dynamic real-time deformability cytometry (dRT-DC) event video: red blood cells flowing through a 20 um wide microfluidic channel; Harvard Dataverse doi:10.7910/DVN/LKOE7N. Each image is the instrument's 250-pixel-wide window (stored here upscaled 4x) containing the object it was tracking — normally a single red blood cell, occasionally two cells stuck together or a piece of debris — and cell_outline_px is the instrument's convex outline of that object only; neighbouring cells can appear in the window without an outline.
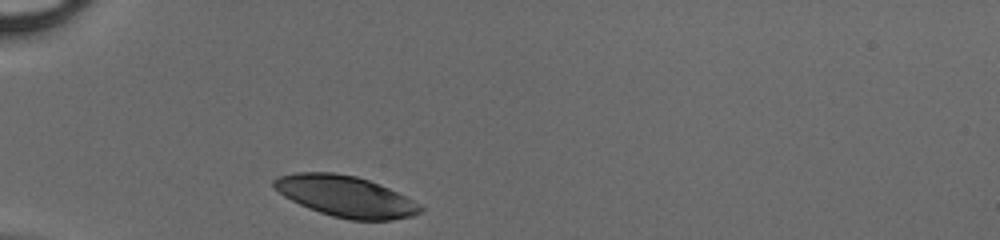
{"species": "human", "species_latin": "Homo sapiens", "temperature_condition": "cold", "stored_images_in_passage": 27, "camera_frame_rate_fps": 3000, "um_per_image_px": 0.085, "donor": {"sex": "male"}, "frame": {"image": 1, "passage_image": 1, "time_ms": 0.0, "image_size_px": [1000, 240], "cell_outline_px": [[424, 212], [412, 216], [392, 220], [352, 220], [332, 216], [308, 208], [284, 196], [272, 184], [272, 180], [280, 176], [296, 172], [332, 172], [356, 176], [368, 180], [388, 188], [420, 204], [424, 208]], "centroid_in_image_um": [29.4, 16.69], "position_along_channel_um": 55.6, "area_um2": 34.8}}
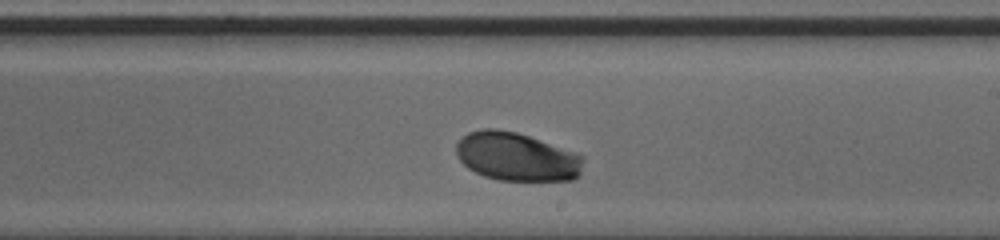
{"frame": {"image": 2, "passage_image": 16, "time_ms": 5.0, "image_size_px": [1000, 240], "cell_outline_px": [[584, 156], [580, 176], [572, 180], [496, 180], [484, 176], [468, 168], [456, 156], [456, 144], [468, 132], [484, 128], [496, 128], [516, 132], [528, 136]], "centroid_in_image_um": [43.89, 13.33], "position_along_channel_um": 245.1, "area_um2": 35.72}}
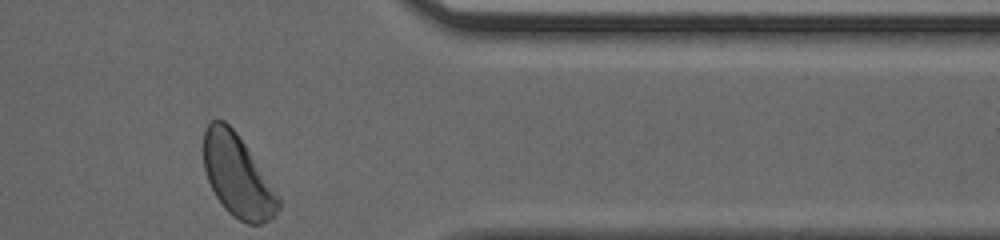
{"frame": {"image": 3, "passage_image": 27, "time_ms": 8.667, "image_size_px": [1000, 240], "cell_outline_px": [[280, 208], [268, 220], [260, 224], [248, 224], [232, 216], [224, 208], [216, 196], [208, 180], [204, 168], [204, 128], [212, 120], [224, 120], [236, 132], [280, 196]], "centroid_in_image_um": [20.18, 14.96], "position_along_channel_um": 391.2, "area_um2": 35.43}}